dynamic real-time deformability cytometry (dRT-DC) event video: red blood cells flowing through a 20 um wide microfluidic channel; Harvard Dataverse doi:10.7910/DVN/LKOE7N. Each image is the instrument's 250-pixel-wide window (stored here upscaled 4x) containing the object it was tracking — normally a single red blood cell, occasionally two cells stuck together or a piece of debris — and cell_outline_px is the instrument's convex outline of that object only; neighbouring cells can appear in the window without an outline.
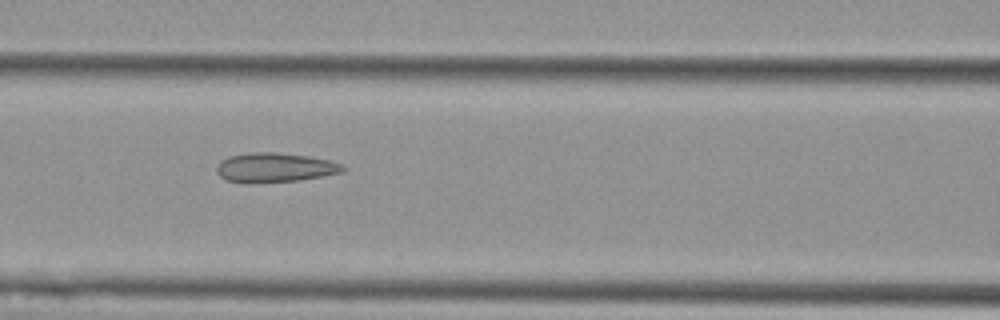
{"species": "Egyptian fruit bat (a non-hibernating species)", "species_latin": "Rousettus aegyptiacus", "temperature_condition": "cold", "stored_images_in_passage": 6, "segment_of_instrument_passage": [1, 2], "camera_frame_rate_fps": 3000, "um_per_image_px": 0.085, "animal": {"sex": "female"}, "frame": {"image": 1, "passage_image": 4, "time_ms": 3.333, "image_size_px": [1000, 320], "cell_outline_px": [[348, 168], [344, 172], [300, 180], [248, 184], [244, 184], [224, 180], [216, 172], [216, 164], [220, 160], [228, 156], [248, 152], [276, 152], [308, 156], [332, 160]], "centroid_in_image_um": [23.32, 14.25], "position_along_channel_um": 143.3, "area_um2": 22.25}}
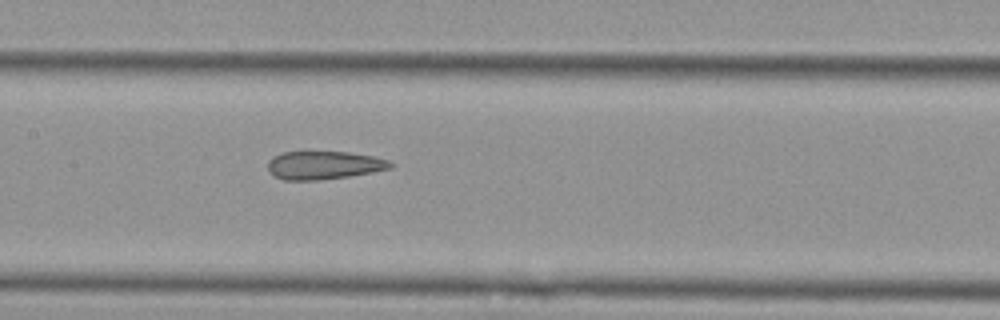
{"frame": {"image": 2, "passage_image": 5, "time_ms": 4.333, "image_size_px": [1000, 320], "cell_outline_px": [[392, 168], [372, 172], [348, 176], [320, 180], [284, 180], [268, 172], [268, 160], [272, 156], [284, 152], [348, 152], [372, 156], [388, 160], [392, 164]], "centroid_in_image_um": [27.5, 14.04], "position_along_channel_um": 179.9, "area_um2": 20.06}}